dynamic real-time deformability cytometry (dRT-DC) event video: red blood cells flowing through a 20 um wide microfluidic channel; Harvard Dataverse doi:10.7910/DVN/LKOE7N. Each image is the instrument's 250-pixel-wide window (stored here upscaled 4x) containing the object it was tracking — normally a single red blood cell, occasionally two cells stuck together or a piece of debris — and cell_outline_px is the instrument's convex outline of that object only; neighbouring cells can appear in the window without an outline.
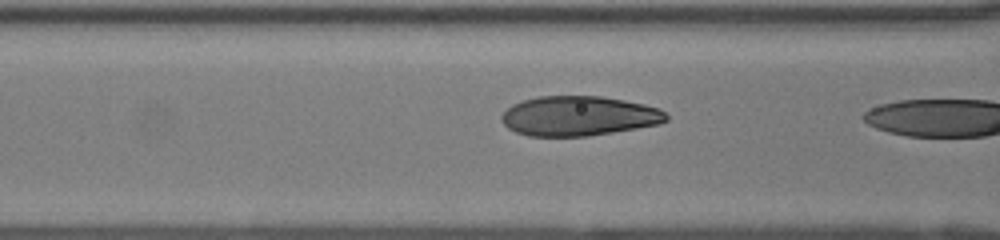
{"species": "human", "species_latin": "Homo sapiens", "temperature_condition": "room temperature", "stored_images_in_passage": 21, "camera_frame_rate_fps": 3000, "um_per_image_px": 0.085, "donor": {"sex": "female"}, "frame": {"image": 1, "passage_image": 21, "time_ms": 6.667, "image_size_px": [1000, 240], "cell_outline_px": [[668, 120], [660, 124], [588, 136], [528, 136], [516, 132], [508, 128], [500, 120], [500, 116], [512, 104], [524, 100], [540, 96], [600, 96], [624, 100], [644, 104], [660, 108], [668, 116]], "centroid_in_image_um": [49.19, 9.86], "position_along_channel_um": 117.4, "area_um2": 38.15}}